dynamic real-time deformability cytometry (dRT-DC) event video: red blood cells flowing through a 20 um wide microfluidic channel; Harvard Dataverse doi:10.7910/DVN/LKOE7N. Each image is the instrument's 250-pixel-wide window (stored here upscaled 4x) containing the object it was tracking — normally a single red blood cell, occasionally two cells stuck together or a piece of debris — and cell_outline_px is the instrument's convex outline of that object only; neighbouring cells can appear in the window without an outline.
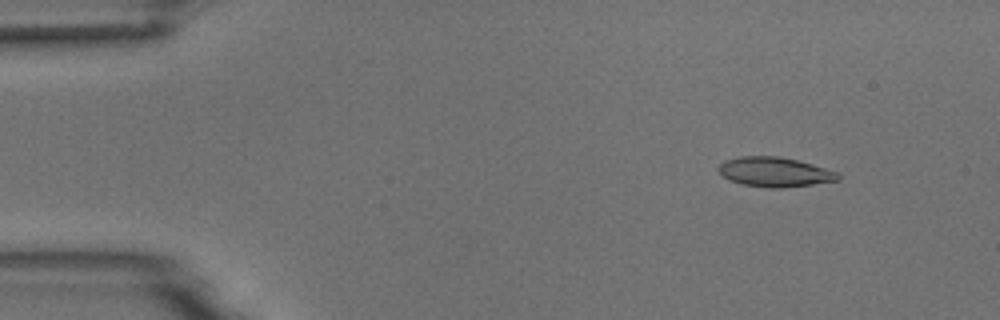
{"species": "common noctule bat (a hibernating species)", "species_latin": "Nyctalus noctula", "temperature_condition": "room temperature", "stored_images_in_passage": 5, "camera_frame_rate_fps": 3000, "um_per_image_px": 0.085, "animal": {"sex": "male", "body_mass_g": 18.8}, "frame": {"image": 1, "passage_image": 2, "time_ms": 0.333, "image_size_px": [1000, 320], "cell_outline_px": [[840, 180], [812, 184], [780, 188], [768, 188], [744, 184], [728, 180], [716, 168], [724, 160], [740, 156], [780, 156], [812, 164], [840, 172]], "centroid_in_image_um": [65.86, 14.61], "position_along_channel_um": 19.1, "area_um2": 20.69}}
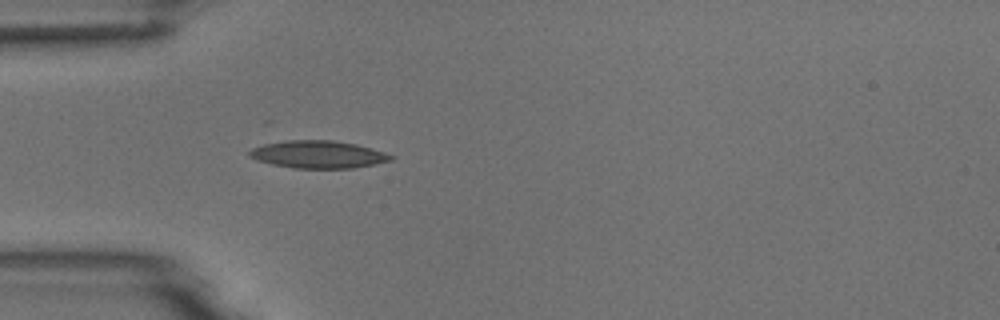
{"frame": {"image": 2, "passage_image": 5, "time_ms": 1.333, "image_size_px": [1000, 320], "cell_outline_px": [[396, 156], [392, 160], [376, 164], [352, 168], [292, 168], [272, 164], [256, 160], [248, 156], [248, 152], [252, 148], [264, 144], [288, 140], [332, 140], [356, 144], [372, 148]], "centroid_in_image_um": [27.05, 13.13], "position_along_channel_um": 57.9, "area_um2": 22.77}}